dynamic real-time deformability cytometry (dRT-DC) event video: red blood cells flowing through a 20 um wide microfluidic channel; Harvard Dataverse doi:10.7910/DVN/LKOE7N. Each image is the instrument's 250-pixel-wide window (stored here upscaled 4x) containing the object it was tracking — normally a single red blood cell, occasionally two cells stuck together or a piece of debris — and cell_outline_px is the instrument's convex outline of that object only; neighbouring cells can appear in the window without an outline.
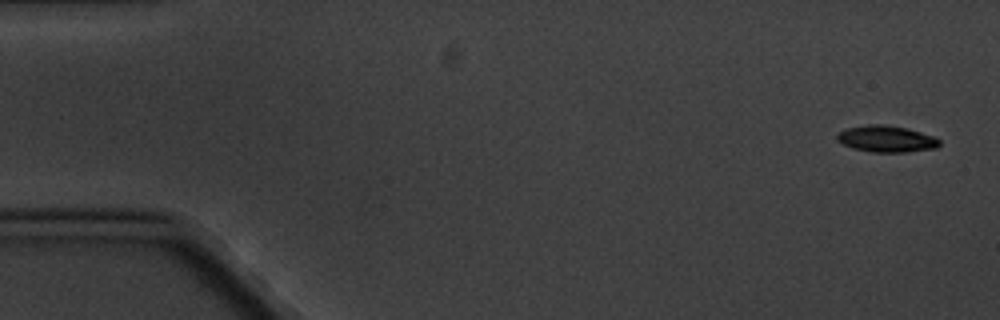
{"species": "common noctule bat (a hibernating species)", "species_latin": "Nyctalus noctula", "temperature_condition": "cold", "stored_images_in_passage": 9, "camera_frame_rate_fps": 3000, "um_per_image_px": 0.085, "animal": {"sex": "male", "body_mass_g": 20.1, "forearm_length_mm": 53.5}, "frame": {"image": 1, "passage_image": 1, "time_ms": 0.0, "image_size_px": [1000, 320], "cell_outline_px": [[940, 144], [936, 148], [908, 152], [872, 152], [852, 148], [836, 140], [836, 136], [840, 132], [848, 128], [868, 124], [880, 124], [904, 128], [936, 136], [940, 140]], "centroid_in_image_um": [75.36, 11.81], "position_along_channel_um": 9.6, "area_um2": 15.72}}
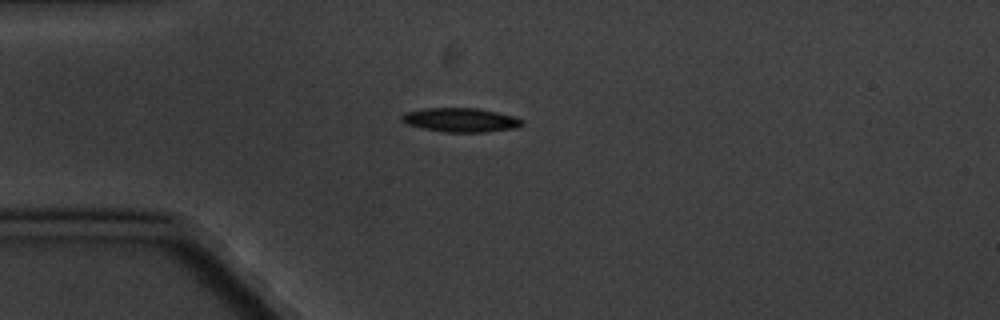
{"frame": {"image": 2, "passage_image": 4, "time_ms": 4.333, "image_size_px": [1000, 320], "cell_outline_px": [[524, 124], [516, 128], [488, 132], [444, 132], [420, 128], [408, 124], [400, 120], [400, 116], [404, 112], [424, 108], [476, 108], [516, 116], [524, 120]], "centroid_in_image_um": [39.16, 10.2], "position_along_channel_um": 45.8, "area_um2": 17.11}}